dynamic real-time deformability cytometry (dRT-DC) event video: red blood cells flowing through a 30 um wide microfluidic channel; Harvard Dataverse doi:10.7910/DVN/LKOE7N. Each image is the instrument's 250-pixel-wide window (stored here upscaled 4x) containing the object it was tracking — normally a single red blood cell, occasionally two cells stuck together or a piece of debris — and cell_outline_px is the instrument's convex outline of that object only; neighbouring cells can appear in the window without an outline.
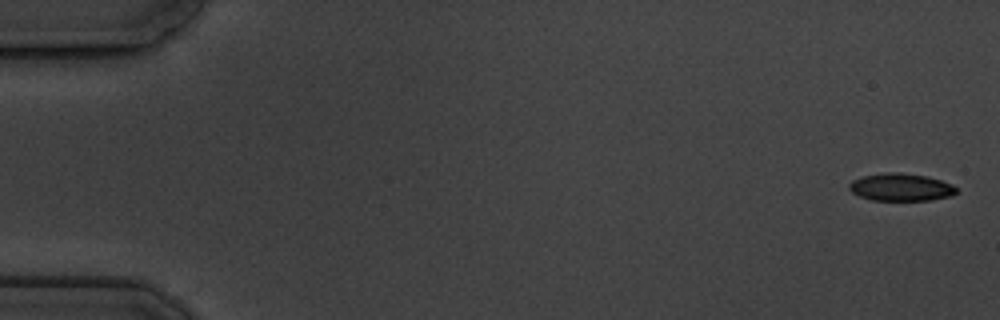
{"species": "common noctule bat (a hibernating species)", "species_latin": "Nyctalus noctula", "temperature_condition": "cold", "stored_images_in_passage": 7, "camera_frame_rate_fps": 3000, "um_per_image_px": 0.085, "animal": {"sex": "male", "body_mass_g": 19.5, "forearm_length_mm": 54.6}, "frame": {"image": 1, "passage_image": 1, "time_ms": 0.0, "image_size_px": [1000, 320], "cell_outline_px": [[956, 192], [952, 196], [932, 200], [872, 200], [860, 196], [852, 192], [848, 188], [848, 184], [852, 180], [864, 176], [888, 172], [900, 172], [928, 176], [952, 184], [956, 188]], "centroid_in_image_um": [76.58, 15.91], "position_along_channel_um": 8.4, "area_um2": 17.22}}
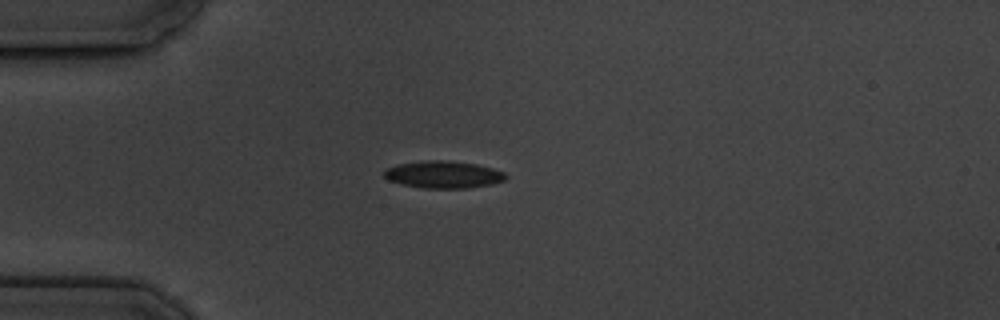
{"frame": {"image": 2, "passage_image": 5, "time_ms": 4.667, "image_size_px": [1000, 320], "cell_outline_px": [[508, 176], [504, 180], [492, 184], [468, 188], [424, 188], [404, 184], [388, 180], [384, 176], [384, 168], [396, 164], [424, 160], [444, 160], [476, 164], [492, 168], [504, 172]], "centroid_in_image_um": [37.67, 14.83], "position_along_channel_um": 47.3, "area_um2": 19.31}}